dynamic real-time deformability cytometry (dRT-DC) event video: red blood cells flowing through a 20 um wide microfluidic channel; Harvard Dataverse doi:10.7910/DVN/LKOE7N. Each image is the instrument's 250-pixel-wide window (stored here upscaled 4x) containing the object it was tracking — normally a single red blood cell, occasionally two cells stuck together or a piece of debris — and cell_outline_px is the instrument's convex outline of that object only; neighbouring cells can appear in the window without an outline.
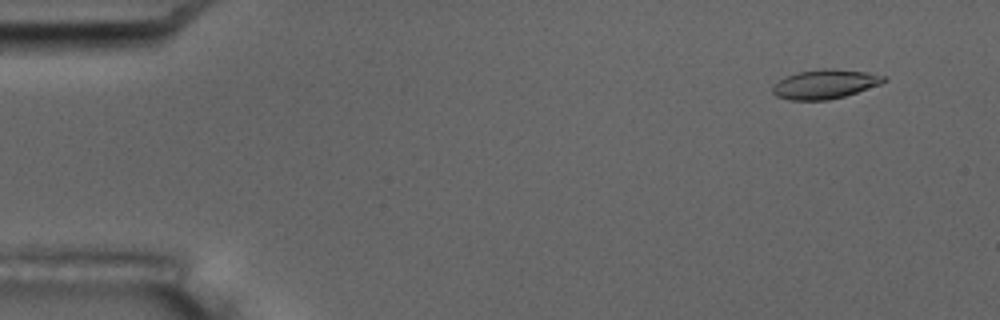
{"species": "common noctule bat (a hibernating species)", "species_latin": "Nyctalus noctula", "temperature_condition": "room temperature", "stored_images_in_passage": 6, "camera_frame_rate_fps": 3000, "um_per_image_px": 0.085, "animal": {"sex": "male", "body_mass_g": 17.5, "forearm_length_mm": 52.3}, "frame": {"image": 1, "passage_image": 2, "time_ms": 1.333, "image_size_px": [1000, 320], "cell_outline_px": [[888, 80], [880, 84], [844, 96], [828, 100], [788, 100], [776, 96], [772, 92], [772, 84], [784, 76], [796, 72], [824, 68], [832, 68], [868, 72], [888, 76]], "centroid_in_image_um": [70.1, 7.14], "position_along_channel_um": 14.9, "area_um2": 19.25}}